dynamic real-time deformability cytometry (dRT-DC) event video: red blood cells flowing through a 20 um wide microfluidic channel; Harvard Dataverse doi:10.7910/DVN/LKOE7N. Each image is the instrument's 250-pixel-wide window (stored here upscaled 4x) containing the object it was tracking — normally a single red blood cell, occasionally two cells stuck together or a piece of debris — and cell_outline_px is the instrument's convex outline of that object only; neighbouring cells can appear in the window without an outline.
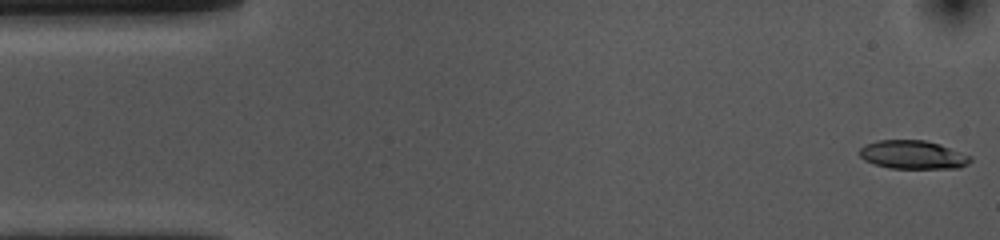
{"species": "common noctule bat (a hibernating species)", "species_latin": "Nyctalus noctula", "temperature_condition": "cold", "stored_images_in_passage": 53, "camera_frame_rate_fps": 3000, "um_per_image_px": 0.085, "animal": {"sex": "female", "body_mass_g": 10.0, "forearm_length_mm": 53.1}, "frame": {"image": 1, "passage_image": 1, "time_ms": 0.0, "image_size_px": [1000, 240], "cell_outline_px": [[972, 160], [968, 164], [960, 168], [888, 168], [864, 160], [860, 156], [860, 148], [864, 144], [876, 140], [924, 140], [940, 144], [972, 156]], "centroid_in_image_um": [77.61, 13.15], "position_along_channel_um": 7.4, "area_um2": 18.5}}
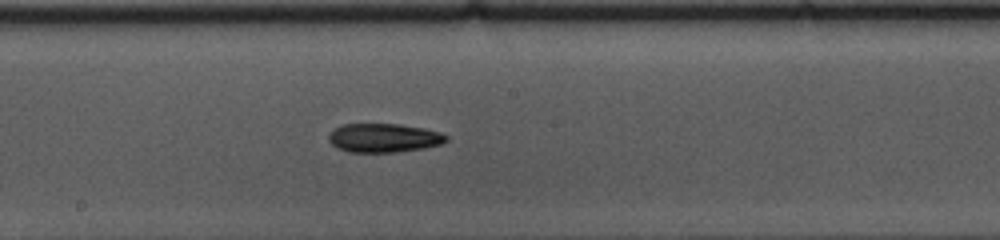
{"frame": {"image": 2, "passage_image": 27, "time_ms": 8.667, "image_size_px": [1000, 240], "cell_outline_px": [[448, 140], [440, 144], [424, 148], [396, 152], [348, 152], [336, 148], [328, 140], [328, 136], [336, 128], [344, 124], [400, 124], [424, 128], [440, 132], [448, 136]], "centroid_in_image_um": [32.63, 11.72], "position_along_channel_um": 215.6, "area_um2": 19.77}}
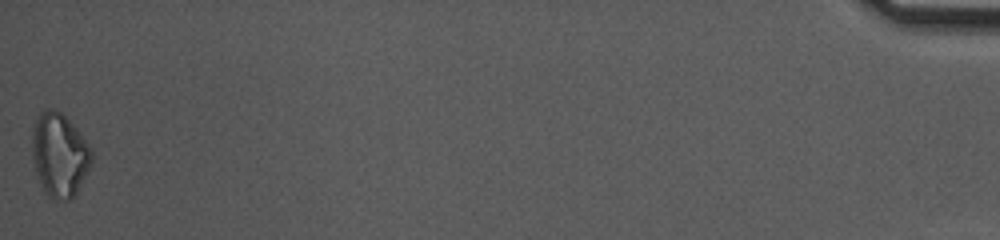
{"frame": {"image": 3, "passage_image": 53, "time_ms": 17.333, "image_size_px": [1000, 240], "cell_outline_px": [[92, 160], [76, 192], [68, 200], [52, 200], [44, 192], [36, 172], [32, 160], [32, 128], [40, 112], [48, 108], [52, 108], [60, 112], [80, 132], [92, 148]], "centroid_in_image_um": [5.03, 13.15], "position_along_channel_um": 430.2, "area_um2": 28.9}, "authors_computed_cell_mechanics": {"area_um2": 19.4786, "velocity_mm_per_s": 3.6691, "shape_relaxation_time_tau1_ms": 4.014, "shape_relaxation_time_tau2_ms": null, "deformation_change_tau1": 0.1325, "deformation_change_tau2": null}}